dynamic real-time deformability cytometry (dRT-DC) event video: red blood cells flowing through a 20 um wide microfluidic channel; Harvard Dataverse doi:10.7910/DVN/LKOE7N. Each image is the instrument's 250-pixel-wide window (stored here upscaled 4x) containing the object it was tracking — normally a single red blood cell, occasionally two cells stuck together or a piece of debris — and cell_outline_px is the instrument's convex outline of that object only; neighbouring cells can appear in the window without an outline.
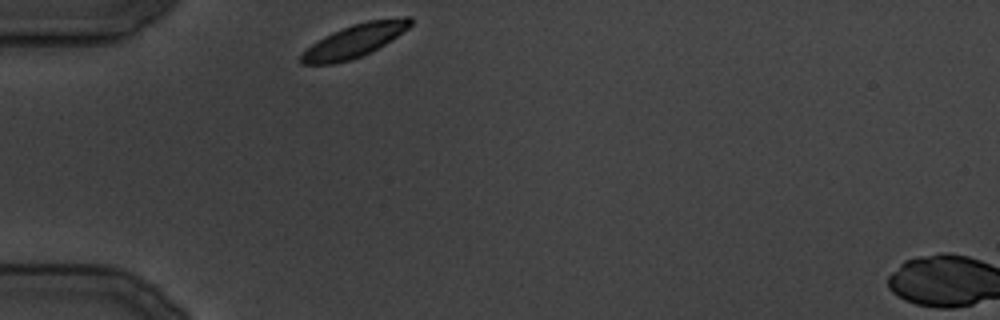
{"species": "common noctule bat (a hibernating species)", "species_latin": "Nyctalus noctula", "temperature_condition": "cold", "stored_images_in_passage": 9, "camera_frame_rate_fps": 3000, "um_per_image_px": 0.085, "animal": {"sex": "male", "body_mass_g": 19.5, "forearm_length_mm": 54.6}, "frame": {"image": 1, "passage_image": 1, "time_ms": 0.0, "image_size_px": [1000, 320], "cell_outline_px": [[412, 24], [408, 28], [384, 44], [352, 60], [332, 64], [300, 64], [300, 56], [312, 44], [324, 36], [332, 32], [352, 24], [368, 20], [404, 16], [412, 16]], "centroid_in_image_um": [30.14, 3.45], "position_along_channel_um": 54.9, "area_um2": 20.81}}
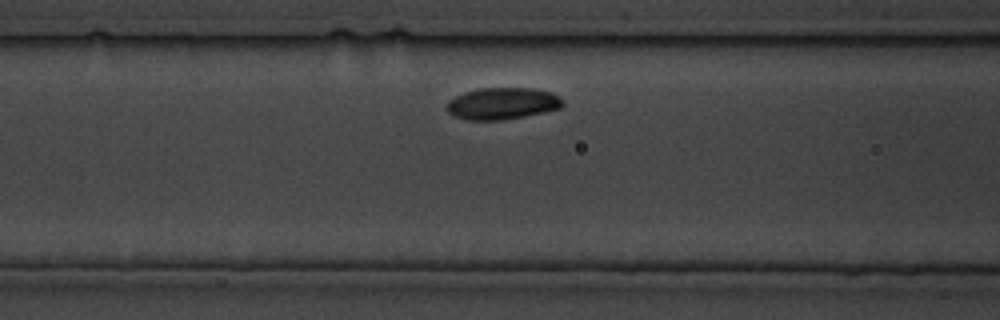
{"frame": {"image": 2, "passage_image": 6, "time_ms": 5.667, "image_size_px": [1000, 320], "cell_outline_px": [[564, 104], [560, 108], [544, 112], [524, 116], [500, 120], [468, 120], [456, 116], [448, 112], [444, 108], [448, 100], [464, 92], [480, 88], [532, 88], [552, 92]], "centroid_in_image_um": [42.65, 8.79], "position_along_channel_um": 123.9, "area_um2": 21.39}}
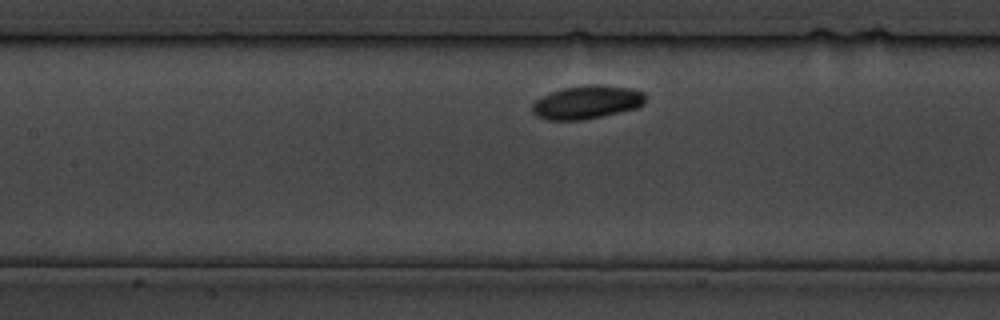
{"frame": {"image": 3, "passage_image": 8, "time_ms": 8.0, "image_size_px": [1000, 320], "cell_outline_px": [[644, 104], [636, 108], [600, 116], [580, 120], [548, 120], [536, 116], [532, 112], [532, 104], [536, 100], [552, 92], [564, 88], [588, 84], [596, 84], [632, 88], [644, 92]], "centroid_in_image_um": [49.88, 8.68], "position_along_channel_um": 157.5, "area_um2": 21.79}}